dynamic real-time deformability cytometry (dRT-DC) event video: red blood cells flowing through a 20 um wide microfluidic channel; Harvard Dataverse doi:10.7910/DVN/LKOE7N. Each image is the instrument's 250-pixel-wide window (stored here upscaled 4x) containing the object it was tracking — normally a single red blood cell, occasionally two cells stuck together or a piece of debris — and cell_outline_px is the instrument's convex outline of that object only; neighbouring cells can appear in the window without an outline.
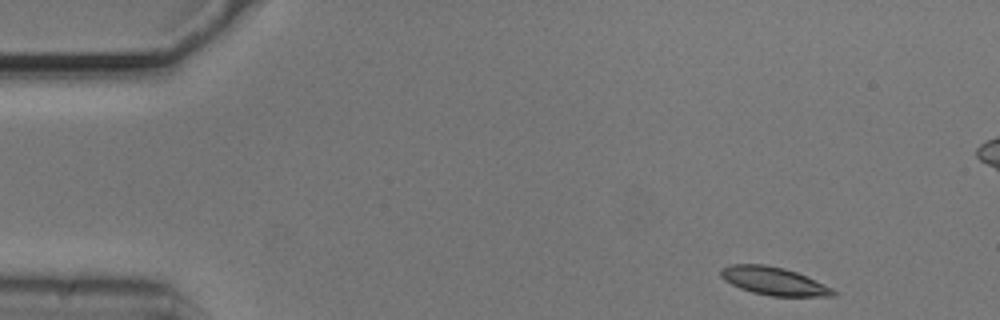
{"species": "common noctule bat (a hibernating species)", "species_latin": "Nyctalus noctula", "temperature_condition": "cold", "stored_images_in_passage": 51, "camera_frame_rate_fps": 3000, "um_per_image_px": 0.085, "animal": {"sex": "male", "body_mass_g": 20.5, "forearm_length_mm": 52.5}, "frame": {"image": 1, "passage_image": 1, "time_ms": 0.0, "image_size_px": [1000, 320], "cell_outline_px": [[836, 296], [772, 296], [752, 292], [740, 288], [724, 280], [720, 276], [720, 268], [732, 264], [764, 264], [784, 268], [796, 272], [824, 284], [832, 288], [836, 292]], "centroid_in_image_um": [65.75, 23.88], "position_along_channel_um": 19.3, "area_um2": 18.26}}
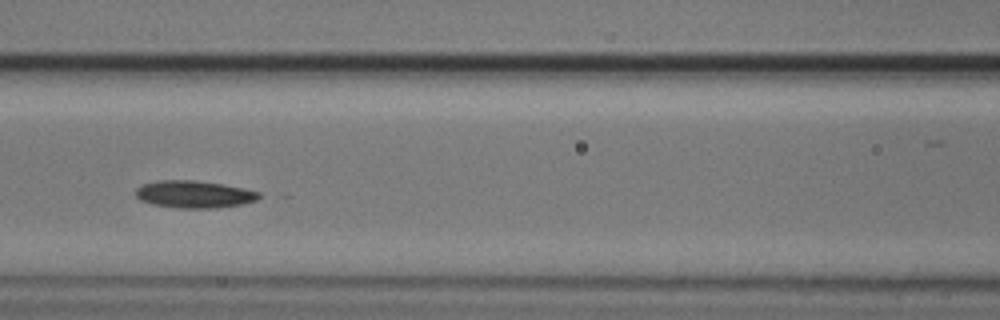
{"frame": {"image": 2, "passage_image": 19, "time_ms": 6.0, "image_size_px": [1000, 320], "cell_outline_px": [[264, 196], [256, 200], [244, 204], [216, 208], [180, 208], [152, 204], [140, 200], [136, 196], [136, 188], [140, 184], [156, 180], [196, 180], [224, 184], [244, 188], [260, 192]], "centroid_in_image_um": [16.52, 16.5], "position_along_channel_um": 150.1, "area_um2": 19.94}}
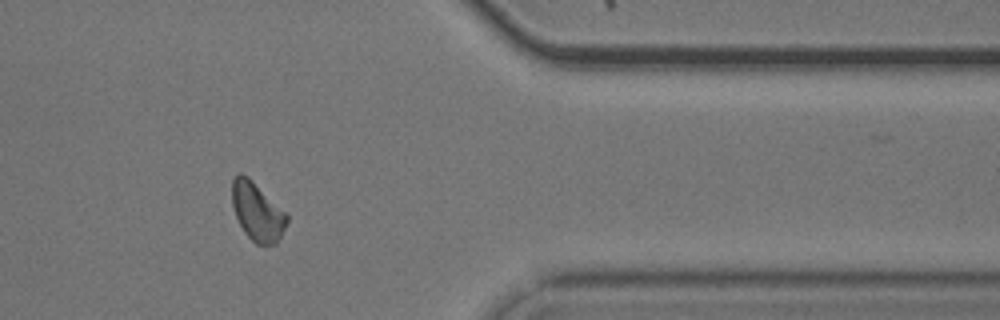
{"frame": {"image": 3, "passage_image": 40, "time_ms": 13.0, "image_size_px": [1000, 320], "cell_outline_px": [[288, 220], [276, 244], [256, 244], [244, 232], [236, 216], [232, 204], [232, 180], [236, 172], [240, 172], [248, 176], [288, 216]], "centroid_in_image_um": [21.83, 17.97], "position_along_channel_um": 389.6, "area_um2": 18.26}, "authors_computed_cell_mechanics": {"area_um2": 18.8428, "velocity_mm_per_s": 3.6986, "shape_relaxation_time_tau1_ms": 2.6804, "shape_relaxation_time_tau2_ms": null, "deformation_change_tau1": 0.1002, "deformation_change_tau2": null}}